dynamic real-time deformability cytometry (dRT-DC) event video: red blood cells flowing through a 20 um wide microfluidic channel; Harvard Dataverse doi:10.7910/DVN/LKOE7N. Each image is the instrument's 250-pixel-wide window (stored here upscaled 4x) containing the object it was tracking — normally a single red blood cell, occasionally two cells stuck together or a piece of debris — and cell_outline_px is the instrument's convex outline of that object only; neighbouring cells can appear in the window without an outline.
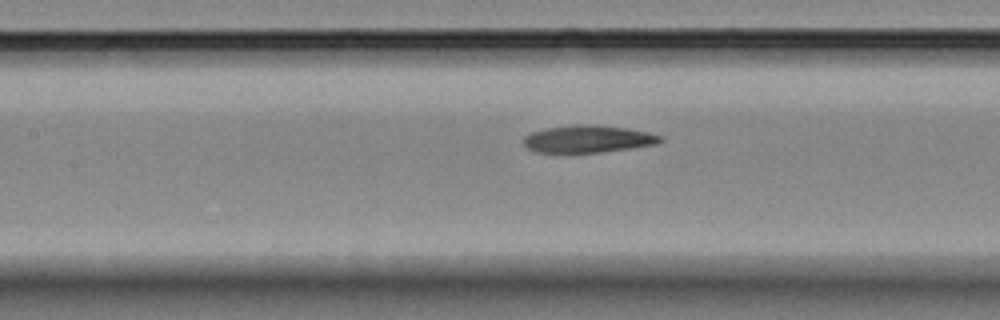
{"species": "Egyptian fruit bat (a non-hibernating species)", "species_latin": "Rousettus aegyptiacus", "temperature_condition": "room temperature", "stored_images_in_passage": 9, "segment_of_instrument_passage": [2, 2], "camera_frame_rate_fps": 3000, "um_per_image_px": 0.085, "animal": {"sex": "female"}, "frame": {"image": 1, "passage_image": 9, "time_ms": 14.0, "image_size_px": [1000, 320], "cell_outline_px": [[664, 140], [656, 144], [600, 152], [536, 152], [528, 148], [524, 144], [524, 136], [532, 132], [544, 128], [576, 124], [596, 124], [628, 128], [648, 132], [660, 136]], "centroid_in_image_um": [49.97, 11.79], "position_along_channel_um": 157.4, "area_um2": 21.68}}